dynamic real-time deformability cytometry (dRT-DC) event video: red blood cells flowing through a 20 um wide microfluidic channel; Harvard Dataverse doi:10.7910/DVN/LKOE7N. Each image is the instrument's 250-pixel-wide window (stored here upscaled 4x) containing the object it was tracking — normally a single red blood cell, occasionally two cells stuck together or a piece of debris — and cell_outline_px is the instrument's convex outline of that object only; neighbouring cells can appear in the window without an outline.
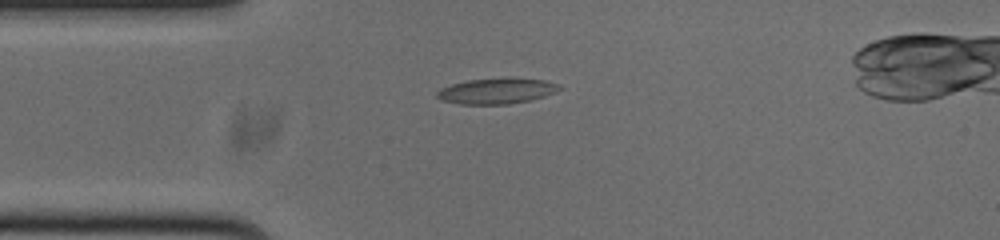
{"species": "common noctule bat (a hibernating species)", "species_latin": "Nyctalus noctula", "temperature_condition": "cold", "stored_images_in_passage": 40, "camera_frame_rate_fps": 3000, "um_per_image_px": 0.085, "animal": {"sex": "male", "body_mass_g": 20.0, "forearm_length_mm": 53.3}, "frame": {"image": 1, "passage_image": 1, "time_ms": 0.0, "image_size_px": [1000, 240], "cell_outline_px": [[564, 88], [544, 96], [528, 100], [508, 104], [460, 104], [444, 100], [436, 96], [436, 92], [440, 88], [452, 84], [468, 80], [508, 76], [544, 80], [560, 84]], "centroid_in_image_um": [42.25, 7.7], "position_along_channel_um": 42.7, "area_um2": 18.55}}
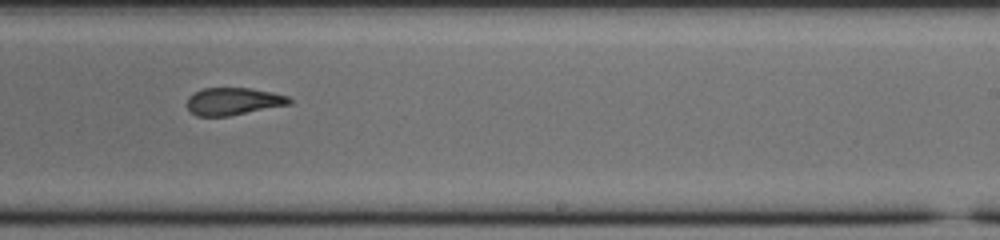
{"frame": {"image": 2, "passage_image": 20, "time_ms": 6.333, "image_size_px": [1000, 240], "cell_outline_px": [[292, 104], [228, 116], [196, 116], [188, 108], [188, 96], [204, 88], [248, 88], [272, 92], [288, 96], [292, 100]], "centroid_in_image_um": [19.86, 8.61], "position_along_channel_um": 269.1, "area_um2": 16.24}}
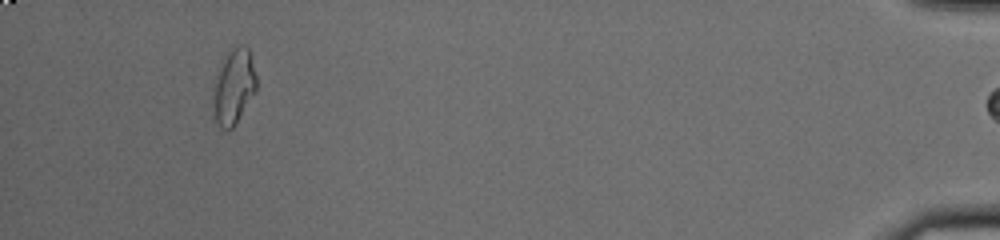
{"frame": {"image": 3, "passage_image": 38, "time_ms": 12.333, "image_size_px": [1000, 240], "cell_outline_px": [[256, 92], [236, 124], [228, 132], [220, 128], [212, 120], [212, 88], [216, 76], [224, 56], [228, 52], [240, 44], [244, 44], [248, 48], [256, 76]], "centroid_in_image_um": [19.82, 7.45], "position_along_channel_um": 415.4, "area_um2": 19.59}, "authors_computed_cell_mechanics": {"area_um2": 17.4556, "velocity_mm_per_s": 3.7729, "shape_relaxation_time_tau1_ms": null, "shape_relaxation_time_tau2_ms": 2.6137, "deformation_change_tau1": null, "deformation_change_tau2": 0.1061}}